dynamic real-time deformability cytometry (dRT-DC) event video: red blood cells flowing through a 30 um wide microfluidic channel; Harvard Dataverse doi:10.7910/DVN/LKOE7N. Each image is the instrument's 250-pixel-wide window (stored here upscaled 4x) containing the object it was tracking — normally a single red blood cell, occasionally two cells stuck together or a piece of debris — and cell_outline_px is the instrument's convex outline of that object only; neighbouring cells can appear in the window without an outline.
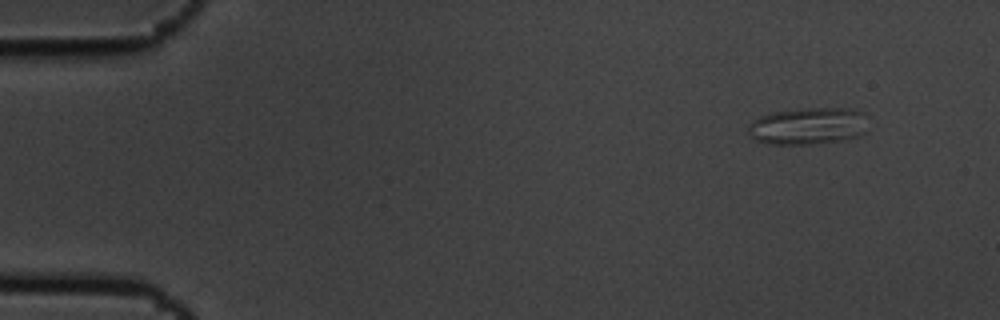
{"species": "common noctule bat (a hibernating species)", "species_latin": "Nyctalus noctula", "temperature_condition": "cold", "stored_images_in_passage": 4, "camera_frame_rate_fps": 3000, "um_per_image_px": 0.085, "animal": {"sex": "male", "body_mass_g": 19.5, "forearm_length_mm": 54.6}, "frame": {"image": 1, "passage_image": 1, "time_ms": 0.0, "image_size_px": [1000, 320], "cell_outline_px": [[868, 132], [844, 140], [808, 144], [768, 144], [756, 140], [748, 132], [748, 124], [752, 120], [760, 116], [772, 112], [812, 108], [848, 108], [864, 112]], "centroid_in_image_um": [68.7, 10.71], "position_along_channel_um": 16.3, "area_um2": 25.95}}
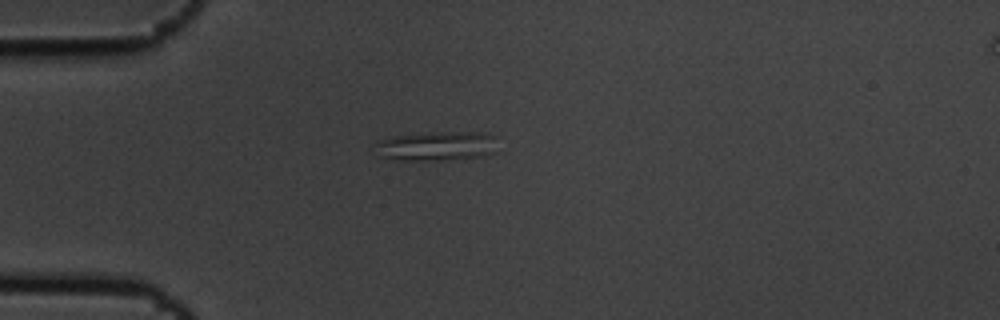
{"frame": {"image": 2, "passage_image": 4, "time_ms": 1.0, "image_size_px": [1000, 320], "cell_outline_px": [[500, 152], [484, 156], [444, 160], [404, 160], [380, 156], [376, 144], [376, 140], [392, 136], [432, 132], [488, 132], [500, 136]], "centroid_in_image_um": [37.33, 12.39], "position_along_channel_um": 47.7, "area_um2": 21.73}}